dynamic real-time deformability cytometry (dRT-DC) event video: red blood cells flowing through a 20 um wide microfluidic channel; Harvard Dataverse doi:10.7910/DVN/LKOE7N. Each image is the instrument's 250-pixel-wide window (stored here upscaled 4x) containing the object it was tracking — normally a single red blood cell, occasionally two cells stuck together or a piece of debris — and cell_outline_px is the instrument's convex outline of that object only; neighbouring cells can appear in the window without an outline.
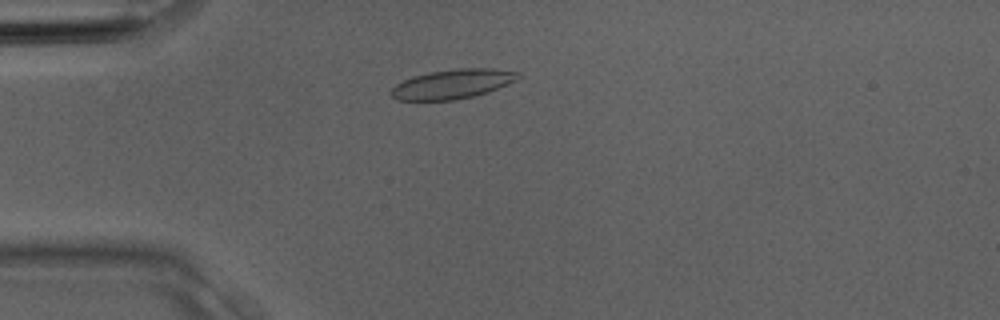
{"species": "Egyptian fruit bat (a non-hibernating species)", "species_latin": "Rousettus aegyptiacus", "temperature_condition": "room temperature", "stored_images_in_passage": 2, "camera_frame_rate_fps": 3000, "um_per_image_px": 0.085, "animal": {"sex": "male"}, "frame": {"image": 1, "passage_image": 2, "time_ms": 0.333, "image_size_px": [1000, 320], "cell_outline_px": [[520, 72], [516, 80], [488, 92], [456, 100], [396, 100], [392, 96], [392, 88], [396, 84], [412, 76], [428, 72], [460, 68], [488, 68]], "centroid_in_image_um": [38.44, 7.14], "position_along_channel_um": 46.6, "area_um2": 21.56}}